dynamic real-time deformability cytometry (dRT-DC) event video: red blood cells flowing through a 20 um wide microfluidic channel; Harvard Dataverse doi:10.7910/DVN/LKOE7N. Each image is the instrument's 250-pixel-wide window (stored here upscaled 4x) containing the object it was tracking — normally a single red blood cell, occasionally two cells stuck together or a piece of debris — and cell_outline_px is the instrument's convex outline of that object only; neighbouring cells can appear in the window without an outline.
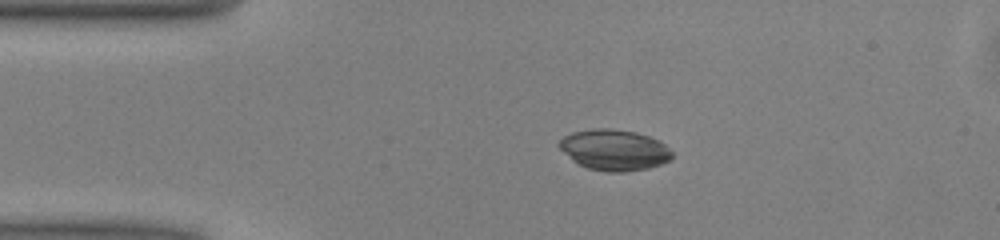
{"species": "common noctule bat (a hibernating species)", "species_latin": "Nyctalus noctula", "temperature_condition": "warm", "stored_images_in_passage": 41, "camera_frame_rate_fps": 3000, "um_per_image_px": 0.085, "animal": {"sex": "male", "body_mass_g": 13.0, "forearm_length_mm": 53.1}, "frame": {"image": 1, "passage_image": 1, "time_ms": 0.0, "image_size_px": [1000, 240], "cell_outline_px": [[672, 160], [648, 168], [624, 172], [604, 172], [588, 168], [572, 160], [556, 144], [564, 136], [572, 132], [592, 128], [612, 128], [636, 132], [660, 140], [672, 152]], "centroid_in_image_um": [52.21, 12.74], "position_along_channel_um": 32.8, "area_um2": 27.05}}
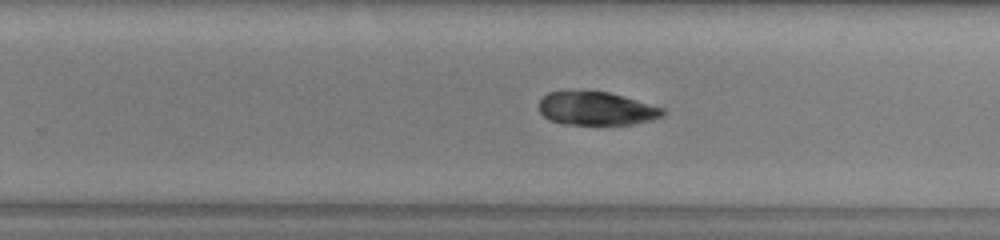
{"frame": {"image": 2, "passage_image": 22, "time_ms": 7.0, "image_size_px": [1000, 240], "cell_outline_px": [[668, 112], [664, 116], [652, 120], [632, 124], [564, 124], [548, 120], [540, 112], [540, 100], [548, 92], [608, 92], [664, 108]], "centroid_in_image_um": [50.73, 9.25], "position_along_channel_um": 279.1, "area_um2": 23.81}}
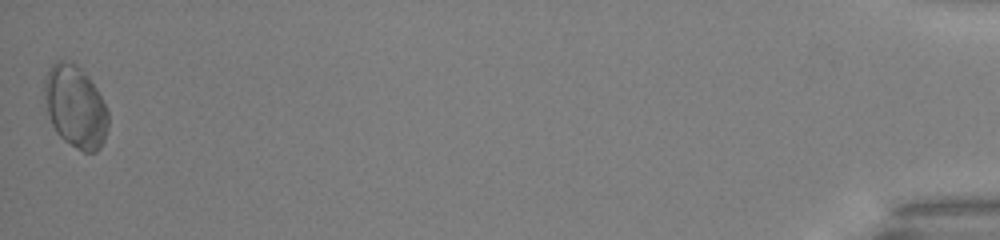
{"frame": {"image": 3, "passage_image": 41, "time_ms": 13.333, "image_size_px": [1000, 240], "cell_outline_px": [[108, 128], [104, 140], [100, 148], [96, 152], [84, 152], [76, 148], [64, 140], [56, 132], [52, 124], [48, 112], [44, 96], [44, 76], [48, 68], [56, 60], [60, 60], [76, 64], [88, 76], [96, 88], [108, 108]], "centroid_in_image_um": [6.41, 9.06], "position_along_channel_um": 428.8, "area_um2": 30.69}, "authors_computed_cell_mechanics": {"area_um2": 25.9522, "velocity_mm_per_s": 4.0344, "shape_relaxation_time_tau1_ms": 5.7691, "shape_relaxation_time_tau2_ms": null, "deformation_change_tau1": 0.0658, "deformation_change_tau2": null}}